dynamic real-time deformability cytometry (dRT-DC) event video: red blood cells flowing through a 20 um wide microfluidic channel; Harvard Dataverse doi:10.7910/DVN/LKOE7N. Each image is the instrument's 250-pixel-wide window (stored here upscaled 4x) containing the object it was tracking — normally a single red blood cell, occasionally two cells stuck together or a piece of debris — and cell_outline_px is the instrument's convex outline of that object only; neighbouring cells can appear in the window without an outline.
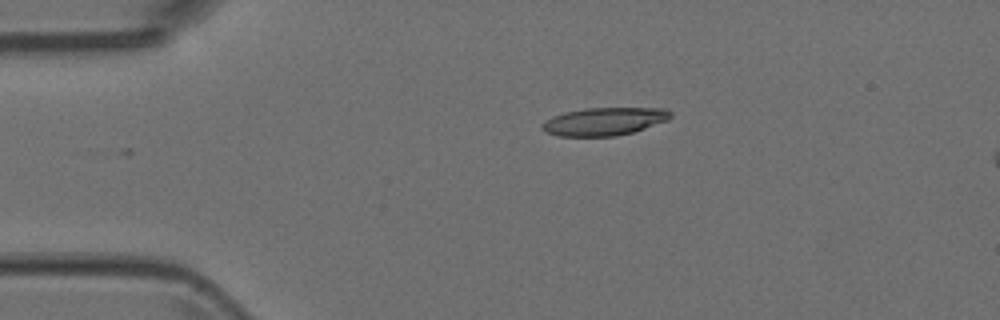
{"species": "Egyptian fruit bat (a non-hibernating species)", "species_latin": "Rousettus aegyptiacus", "temperature_condition": "room temperature", "stored_images_in_passage": 2, "camera_frame_rate_fps": 3000, "um_per_image_px": 0.085, "animal": {"sex": "female"}, "frame": {"image": 1, "passage_image": 1, "time_ms": 0.0, "image_size_px": [1000, 320], "cell_outline_px": [[672, 116], [668, 120], [632, 132], [616, 136], [560, 136], [544, 132], [540, 128], [540, 124], [544, 120], [552, 116], [564, 112], [584, 108], [664, 108], [672, 112]], "centroid_in_image_um": [51.31, 10.32], "position_along_channel_um": 33.7, "area_um2": 21.04}}